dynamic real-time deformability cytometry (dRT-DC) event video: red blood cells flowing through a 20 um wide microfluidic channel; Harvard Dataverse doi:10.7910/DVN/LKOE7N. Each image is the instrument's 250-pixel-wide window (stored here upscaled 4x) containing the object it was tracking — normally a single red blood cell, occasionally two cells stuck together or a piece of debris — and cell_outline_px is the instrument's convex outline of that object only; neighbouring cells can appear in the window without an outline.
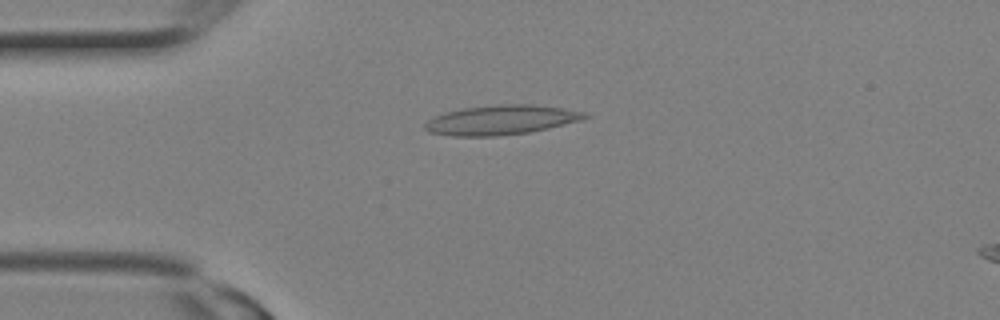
{"species": "Egyptian fruit bat (a non-hibernating species)", "species_latin": "Rousettus aegyptiacus", "temperature_condition": "room temperature", "stored_images_in_passage": 10, "camera_frame_rate_fps": 3000, "um_per_image_px": 0.085, "animal": {"sex": "female"}, "frame": {"image": 1, "passage_image": 6, "time_ms": 1.667, "image_size_px": [1000, 320], "cell_outline_px": [[592, 116], [580, 120], [548, 128], [528, 132], [496, 136], [452, 136], [428, 132], [424, 128], [424, 124], [432, 116], [444, 112], [460, 108], [496, 104], [532, 104], [564, 108], [588, 112]], "centroid_in_image_um": [42.58, 10.18], "position_along_channel_um": 42.4, "area_um2": 27.86}}
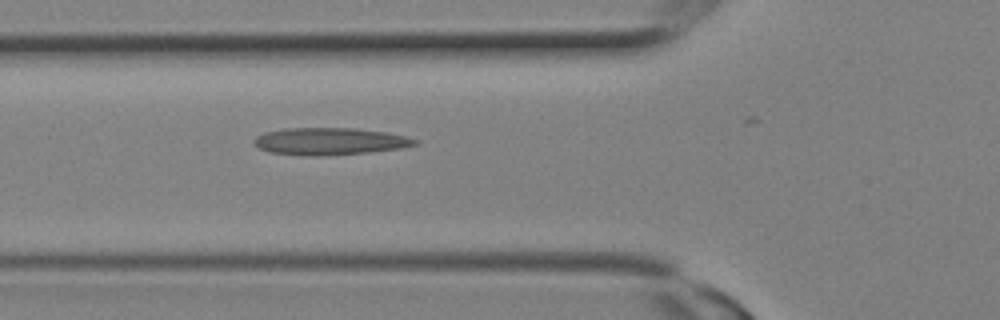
{"frame": {"image": 2, "passage_image": 9, "time_ms": 2.667, "image_size_px": [1000, 320], "cell_outline_px": [[420, 140], [416, 144], [404, 148], [368, 152], [320, 156], [312, 156], [268, 152], [260, 148], [252, 140], [256, 136], [264, 132], [284, 128], [352, 128], [384, 132], [404, 136]], "centroid_in_image_um": [28.01, 12.01], "position_along_channel_um": 97.8, "area_um2": 25.37}}